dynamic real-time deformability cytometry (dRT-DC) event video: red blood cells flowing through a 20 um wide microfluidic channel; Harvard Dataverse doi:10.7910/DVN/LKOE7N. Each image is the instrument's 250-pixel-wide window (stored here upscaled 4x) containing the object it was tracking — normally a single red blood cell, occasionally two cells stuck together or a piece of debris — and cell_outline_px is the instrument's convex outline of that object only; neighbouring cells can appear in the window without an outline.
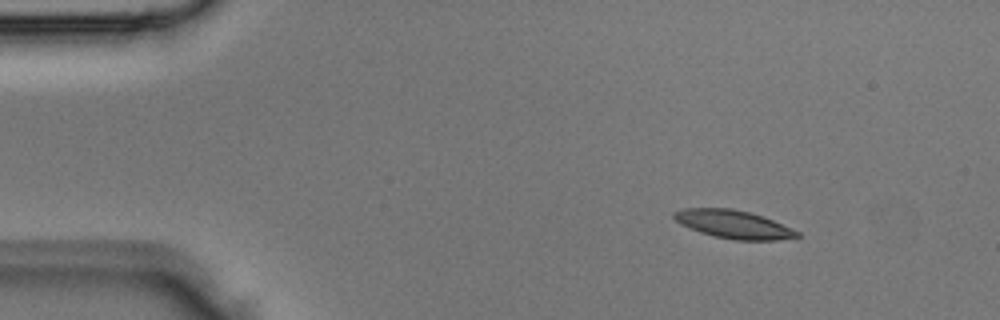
{"species": "Egyptian fruit bat (a non-hibernating species)", "species_latin": "Rousettus aegyptiacus", "temperature_condition": "room temperature", "stored_images_in_passage": 3, "camera_frame_rate_fps": 3000, "um_per_image_px": 0.085, "animal": {"sex": "male"}, "frame": {"image": 1, "passage_image": 1, "time_ms": 0.0, "image_size_px": [1000, 320], "cell_outline_px": [[800, 236], [776, 240], [736, 240], [716, 236], [700, 232], [680, 224], [672, 216], [672, 212], [684, 208], [732, 208], [748, 212], [772, 220], [800, 232]], "centroid_in_image_um": [62.31, 19.06], "position_along_channel_um": 22.7, "area_um2": 19.94}}
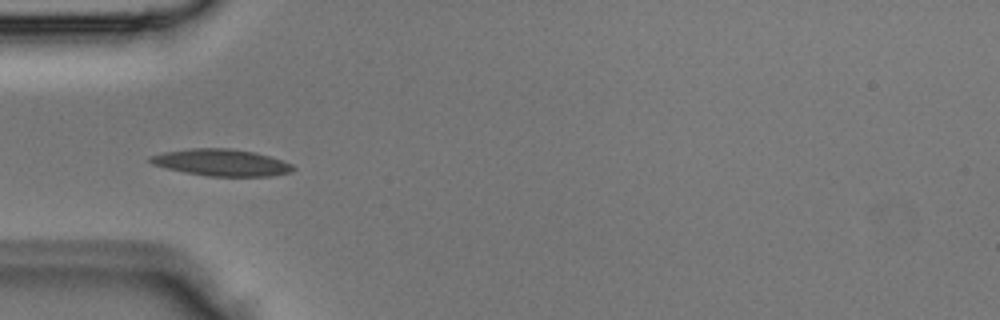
{"frame": {"image": 2, "passage_image": 3, "time_ms": 0.667, "image_size_px": [1000, 320], "cell_outline_px": [[296, 168], [292, 172], [268, 176], [208, 176], [184, 172], [152, 164], [148, 160], [148, 156], [164, 152], [192, 148], [228, 148], [256, 152], [292, 164]], "centroid_in_image_um": [18.81, 13.81], "position_along_channel_um": 66.2, "area_um2": 22.2}}